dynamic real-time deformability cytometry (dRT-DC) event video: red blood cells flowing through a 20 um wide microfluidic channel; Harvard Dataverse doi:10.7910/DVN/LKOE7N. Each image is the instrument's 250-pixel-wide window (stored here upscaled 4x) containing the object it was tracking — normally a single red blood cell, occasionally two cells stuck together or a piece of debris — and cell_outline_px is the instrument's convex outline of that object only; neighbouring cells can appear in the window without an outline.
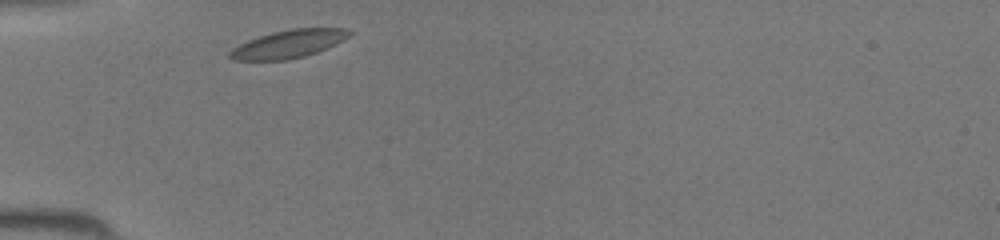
{"species": "common noctule bat (a hibernating species)", "species_latin": "Nyctalus noctula", "temperature_condition": "room temperature", "stored_images_in_passage": 26, "camera_frame_rate_fps": 3000, "um_per_image_px": 0.085, "animal": {"sex": "female", "body_mass_g": 19.5, "forearm_length_mm": 54.1}, "frame": {"image": 1, "passage_image": 1, "time_ms": 0.0, "image_size_px": [1000, 240], "cell_outline_px": [[352, 32], [348, 36], [336, 44], [328, 48], [304, 56], [288, 60], [232, 60], [228, 56], [228, 52], [232, 48], [248, 40], [272, 32], [292, 28], [348, 28]], "centroid_in_image_um": [24.51, 3.73], "position_along_channel_um": 60.5, "area_um2": 19.48}}
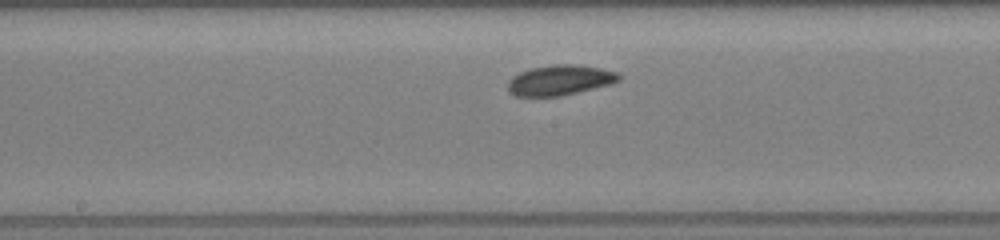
{"frame": {"image": 2, "passage_image": 11, "time_ms": 3.333, "image_size_px": [1000, 240], "cell_outline_px": [[620, 80], [612, 84], [560, 96], [516, 96], [508, 92], [508, 80], [512, 76], [528, 68], [552, 64], [576, 64], [600, 68], [616, 72], [620, 76]], "centroid_in_image_um": [47.56, 6.8], "position_along_channel_um": 200.6, "area_um2": 19.71}}
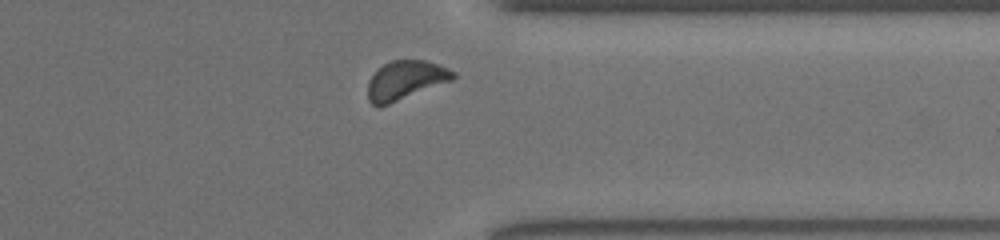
{"frame": {"image": 3, "passage_image": 23, "time_ms": 7.333, "image_size_px": [1000, 240], "cell_outline_px": [[456, 76], [452, 80], [380, 108], [372, 104], [368, 100], [368, 80], [384, 64], [392, 60], [424, 60], [440, 64], [456, 72]], "centroid_in_image_um": [34.47, 6.83], "position_along_channel_um": 376.9, "area_um2": 19.42}}